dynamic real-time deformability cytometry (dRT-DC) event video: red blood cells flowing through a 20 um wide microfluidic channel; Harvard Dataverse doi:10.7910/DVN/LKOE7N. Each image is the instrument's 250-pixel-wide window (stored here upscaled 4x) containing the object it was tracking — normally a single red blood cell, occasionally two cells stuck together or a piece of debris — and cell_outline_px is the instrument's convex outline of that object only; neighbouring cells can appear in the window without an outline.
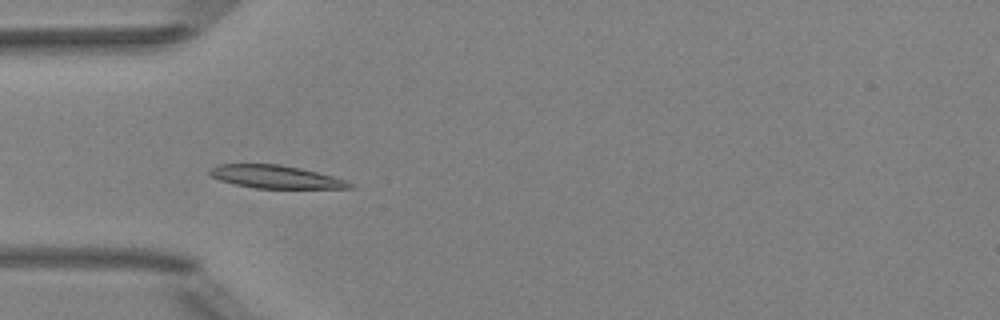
{"species": "Egyptian fruit bat (a non-hibernating species)", "species_latin": "Rousettus aegyptiacus", "temperature_condition": "room temperature", "stored_images_in_passage": 36, "camera_frame_rate_fps": 3000, "um_per_image_px": 0.085, "animal": {"sex": "female"}, "frame": {"image": 1, "passage_image": 1, "time_ms": 0.0, "image_size_px": [1000, 320], "cell_outline_px": [[356, 188], [256, 188], [236, 184], [220, 180], [212, 176], [208, 172], [208, 168], [216, 164], [280, 164], [300, 168], [332, 176], [344, 180], [352, 184]], "centroid_in_image_um": [23.38, 15.02], "position_along_channel_um": 61.6, "area_um2": 18.55}}
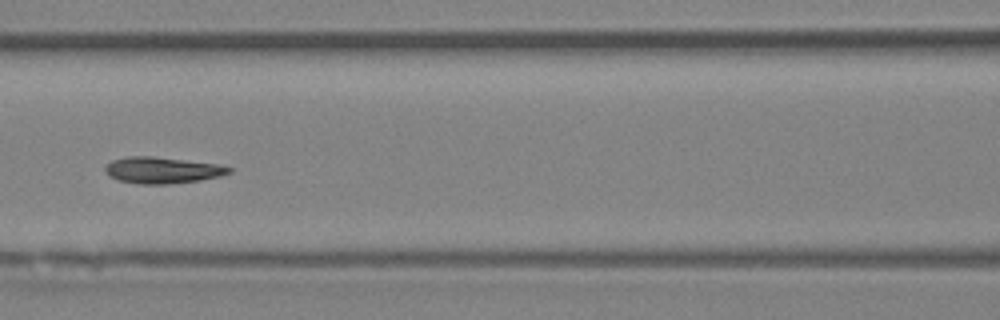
{"frame": {"image": 2, "passage_image": 8, "time_ms": 2.333, "image_size_px": [1000, 320], "cell_outline_px": [[232, 172], [220, 176], [200, 180], [168, 184], [140, 184], [116, 180], [104, 172], [104, 168], [112, 160], [128, 156], [152, 156], [220, 164], [232, 168]], "centroid_in_image_um": [13.79, 14.46], "position_along_channel_um": 152.8, "area_um2": 19.13}}
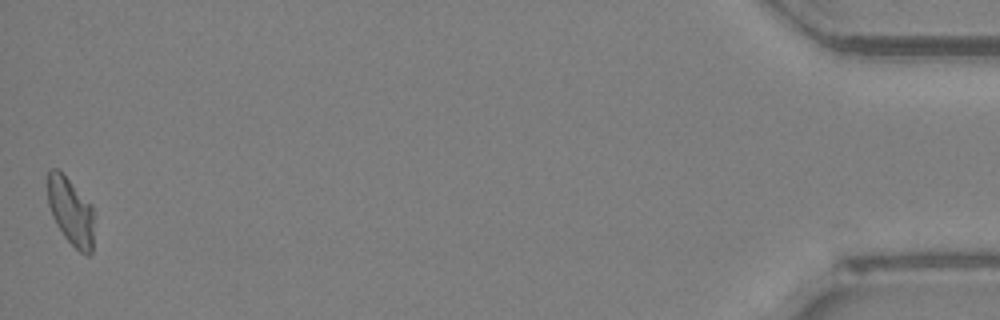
{"frame": {"image": 3, "passage_image": 36, "time_ms": 11.667, "image_size_px": [1000, 320], "cell_outline_px": [[92, 252], [88, 256], [80, 252], [64, 236], [56, 224], [52, 216], [48, 204], [48, 168], [56, 168], [92, 204]], "centroid_in_image_um": [5.99, 17.97], "position_along_channel_um": 429.2, "area_um2": 17.86}, "authors_computed_cell_mechanics": {"area_um2": 18.8428, "velocity_mm_per_s": 3.9998, "shape_relaxation_time_tau1_ms": 3.2912, "shape_relaxation_time_tau2_ms": 2.8482, "deformation_change_tau1": 0.1368, "deformation_change_tau2": 0.0503}}